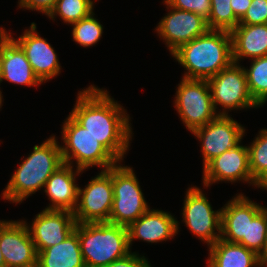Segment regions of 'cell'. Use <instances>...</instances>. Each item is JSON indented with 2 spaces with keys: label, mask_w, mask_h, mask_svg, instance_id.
Here are the masks:
<instances>
[{
  "label": "cell",
  "mask_w": 267,
  "mask_h": 267,
  "mask_svg": "<svg viewBox=\"0 0 267 267\" xmlns=\"http://www.w3.org/2000/svg\"><path fill=\"white\" fill-rule=\"evenodd\" d=\"M69 115L119 162L123 160L133 133L130 116L107 90L91 85L79 91Z\"/></svg>",
  "instance_id": "1"
},
{
  "label": "cell",
  "mask_w": 267,
  "mask_h": 267,
  "mask_svg": "<svg viewBox=\"0 0 267 267\" xmlns=\"http://www.w3.org/2000/svg\"><path fill=\"white\" fill-rule=\"evenodd\" d=\"M171 55L187 70L183 78L208 80L233 62L231 33L209 29Z\"/></svg>",
  "instance_id": "2"
},
{
  "label": "cell",
  "mask_w": 267,
  "mask_h": 267,
  "mask_svg": "<svg viewBox=\"0 0 267 267\" xmlns=\"http://www.w3.org/2000/svg\"><path fill=\"white\" fill-rule=\"evenodd\" d=\"M61 149L55 136L35 145L33 152L19 164L2 192V198L11 203H22L44 188L48 178L63 165Z\"/></svg>",
  "instance_id": "3"
},
{
  "label": "cell",
  "mask_w": 267,
  "mask_h": 267,
  "mask_svg": "<svg viewBox=\"0 0 267 267\" xmlns=\"http://www.w3.org/2000/svg\"><path fill=\"white\" fill-rule=\"evenodd\" d=\"M75 230L85 267H106L131 252L126 226L109 222L77 223Z\"/></svg>",
  "instance_id": "4"
},
{
  "label": "cell",
  "mask_w": 267,
  "mask_h": 267,
  "mask_svg": "<svg viewBox=\"0 0 267 267\" xmlns=\"http://www.w3.org/2000/svg\"><path fill=\"white\" fill-rule=\"evenodd\" d=\"M61 133L64 145H60V149L65 164L72 166L75 160L76 168L84 171L93 166L107 170L119 163L88 130L79 125L70 115L64 120Z\"/></svg>",
  "instance_id": "5"
},
{
  "label": "cell",
  "mask_w": 267,
  "mask_h": 267,
  "mask_svg": "<svg viewBox=\"0 0 267 267\" xmlns=\"http://www.w3.org/2000/svg\"><path fill=\"white\" fill-rule=\"evenodd\" d=\"M120 163L112 166L113 205L108 222L128 227L150 207L133 169Z\"/></svg>",
  "instance_id": "6"
},
{
  "label": "cell",
  "mask_w": 267,
  "mask_h": 267,
  "mask_svg": "<svg viewBox=\"0 0 267 267\" xmlns=\"http://www.w3.org/2000/svg\"><path fill=\"white\" fill-rule=\"evenodd\" d=\"M180 120L190 132L214 120L216 113L208 80L181 79L174 99Z\"/></svg>",
  "instance_id": "7"
},
{
  "label": "cell",
  "mask_w": 267,
  "mask_h": 267,
  "mask_svg": "<svg viewBox=\"0 0 267 267\" xmlns=\"http://www.w3.org/2000/svg\"><path fill=\"white\" fill-rule=\"evenodd\" d=\"M212 94V103L216 111L217 105L223 111L218 115L228 116V111L260 107L252 98L247 84L244 67L232 62L227 68L208 79Z\"/></svg>",
  "instance_id": "8"
},
{
  "label": "cell",
  "mask_w": 267,
  "mask_h": 267,
  "mask_svg": "<svg viewBox=\"0 0 267 267\" xmlns=\"http://www.w3.org/2000/svg\"><path fill=\"white\" fill-rule=\"evenodd\" d=\"M113 205L112 167L92 178L85 188H78V202L73 215L77 223L108 222Z\"/></svg>",
  "instance_id": "9"
},
{
  "label": "cell",
  "mask_w": 267,
  "mask_h": 267,
  "mask_svg": "<svg viewBox=\"0 0 267 267\" xmlns=\"http://www.w3.org/2000/svg\"><path fill=\"white\" fill-rule=\"evenodd\" d=\"M181 214L185 226L208 247L221 238L222 210L214 211L199 187L188 188Z\"/></svg>",
  "instance_id": "10"
},
{
  "label": "cell",
  "mask_w": 267,
  "mask_h": 267,
  "mask_svg": "<svg viewBox=\"0 0 267 267\" xmlns=\"http://www.w3.org/2000/svg\"><path fill=\"white\" fill-rule=\"evenodd\" d=\"M192 133L201 142L204 167L213 158L238 145L245 134V128L230 115H218Z\"/></svg>",
  "instance_id": "11"
},
{
  "label": "cell",
  "mask_w": 267,
  "mask_h": 267,
  "mask_svg": "<svg viewBox=\"0 0 267 267\" xmlns=\"http://www.w3.org/2000/svg\"><path fill=\"white\" fill-rule=\"evenodd\" d=\"M169 12L165 15L155 30L163 39L172 54L180 46L189 43L194 38L209 30L207 20L193 12L171 7L163 0Z\"/></svg>",
  "instance_id": "12"
},
{
  "label": "cell",
  "mask_w": 267,
  "mask_h": 267,
  "mask_svg": "<svg viewBox=\"0 0 267 267\" xmlns=\"http://www.w3.org/2000/svg\"><path fill=\"white\" fill-rule=\"evenodd\" d=\"M202 179L205 188L221 181H243L258 187L252 179L248 147L240 143L209 161L203 167Z\"/></svg>",
  "instance_id": "13"
},
{
  "label": "cell",
  "mask_w": 267,
  "mask_h": 267,
  "mask_svg": "<svg viewBox=\"0 0 267 267\" xmlns=\"http://www.w3.org/2000/svg\"><path fill=\"white\" fill-rule=\"evenodd\" d=\"M0 249L6 267L37 262L38 253L26 221L0 220Z\"/></svg>",
  "instance_id": "14"
},
{
  "label": "cell",
  "mask_w": 267,
  "mask_h": 267,
  "mask_svg": "<svg viewBox=\"0 0 267 267\" xmlns=\"http://www.w3.org/2000/svg\"><path fill=\"white\" fill-rule=\"evenodd\" d=\"M76 224L73 212L43 209L27 227L39 252L64 241L75 230Z\"/></svg>",
  "instance_id": "15"
},
{
  "label": "cell",
  "mask_w": 267,
  "mask_h": 267,
  "mask_svg": "<svg viewBox=\"0 0 267 267\" xmlns=\"http://www.w3.org/2000/svg\"><path fill=\"white\" fill-rule=\"evenodd\" d=\"M24 50L34 74L44 83L60 74L61 66L54 48L40 37L36 24L31 23L18 39H14Z\"/></svg>",
  "instance_id": "16"
},
{
  "label": "cell",
  "mask_w": 267,
  "mask_h": 267,
  "mask_svg": "<svg viewBox=\"0 0 267 267\" xmlns=\"http://www.w3.org/2000/svg\"><path fill=\"white\" fill-rule=\"evenodd\" d=\"M129 246L134 240L158 243L172 239L179 230V221L163 210L149 209L128 227Z\"/></svg>",
  "instance_id": "17"
},
{
  "label": "cell",
  "mask_w": 267,
  "mask_h": 267,
  "mask_svg": "<svg viewBox=\"0 0 267 267\" xmlns=\"http://www.w3.org/2000/svg\"><path fill=\"white\" fill-rule=\"evenodd\" d=\"M264 208L242 193L236 194L221 208V239L238 243L242 238H247L248 218H255Z\"/></svg>",
  "instance_id": "18"
},
{
  "label": "cell",
  "mask_w": 267,
  "mask_h": 267,
  "mask_svg": "<svg viewBox=\"0 0 267 267\" xmlns=\"http://www.w3.org/2000/svg\"><path fill=\"white\" fill-rule=\"evenodd\" d=\"M3 80L28 87L42 84L34 74L24 50L11 33L1 41L0 83Z\"/></svg>",
  "instance_id": "19"
},
{
  "label": "cell",
  "mask_w": 267,
  "mask_h": 267,
  "mask_svg": "<svg viewBox=\"0 0 267 267\" xmlns=\"http://www.w3.org/2000/svg\"><path fill=\"white\" fill-rule=\"evenodd\" d=\"M74 166L61 165L46 181L44 192L48 195L52 204L46 206L48 210H66L73 212L78 202V188L76 176L83 170Z\"/></svg>",
  "instance_id": "20"
},
{
  "label": "cell",
  "mask_w": 267,
  "mask_h": 267,
  "mask_svg": "<svg viewBox=\"0 0 267 267\" xmlns=\"http://www.w3.org/2000/svg\"><path fill=\"white\" fill-rule=\"evenodd\" d=\"M230 33L233 62L267 56V24H238Z\"/></svg>",
  "instance_id": "21"
},
{
  "label": "cell",
  "mask_w": 267,
  "mask_h": 267,
  "mask_svg": "<svg viewBox=\"0 0 267 267\" xmlns=\"http://www.w3.org/2000/svg\"><path fill=\"white\" fill-rule=\"evenodd\" d=\"M209 256L208 267H263L255 252L221 238L209 246Z\"/></svg>",
  "instance_id": "22"
},
{
  "label": "cell",
  "mask_w": 267,
  "mask_h": 267,
  "mask_svg": "<svg viewBox=\"0 0 267 267\" xmlns=\"http://www.w3.org/2000/svg\"><path fill=\"white\" fill-rule=\"evenodd\" d=\"M37 253L40 267H85L76 230L61 243Z\"/></svg>",
  "instance_id": "23"
},
{
  "label": "cell",
  "mask_w": 267,
  "mask_h": 267,
  "mask_svg": "<svg viewBox=\"0 0 267 267\" xmlns=\"http://www.w3.org/2000/svg\"><path fill=\"white\" fill-rule=\"evenodd\" d=\"M249 92L262 107L267 102V56L252 59L249 69L244 67Z\"/></svg>",
  "instance_id": "24"
},
{
  "label": "cell",
  "mask_w": 267,
  "mask_h": 267,
  "mask_svg": "<svg viewBox=\"0 0 267 267\" xmlns=\"http://www.w3.org/2000/svg\"><path fill=\"white\" fill-rule=\"evenodd\" d=\"M248 147L252 179L259 185L267 177V129H261Z\"/></svg>",
  "instance_id": "25"
},
{
  "label": "cell",
  "mask_w": 267,
  "mask_h": 267,
  "mask_svg": "<svg viewBox=\"0 0 267 267\" xmlns=\"http://www.w3.org/2000/svg\"><path fill=\"white\" fill-rule=\"evenodd\" d=\"M92 0H57L48 17L54 20L58 16L64 23L73 24L88 17L94 9Z\"/></svg>",
  "instance_id": "26"
},
{
  "label": "cell",
  "mask_w": 267,
  "mask_h": 267,
  "mask_svg": "<svg viewBox=\"0 0 267 267\" xmlns=\"http://www.w3.org/2000/svg\"><path fill=\"white\" fill-rule=\"evenodd\" d=\"M267 235V207L255 218H248L247 238L238 243L260 255Z\"/></svg>",
  "instance_id": "27"
},
{
  "label": "cell",
  "mask_w": 267,
  "mask_h": 267,
  "mask_svg": "<svg viewBox=\"0 0 267 267\" xmlns=\"http://www.w3.org/2000/svg\"><path fill=\"white\" fill-rule=\"evenodd\" d=\"M94 12L88 17L73 23V41L83 47H90L99 42L103 34V25L94 18Z\"/></svg>",
  "instance_id": "28"
},
{
  "label": "cell",
  "mask_w": 267,
  "mask_h": 267,
  "mask_svg": "<svg viewBox=\"0 0 267 267\" xmlns=\"http://www.w3.org/2000/svg\"><path fill=\"white\" fill-rule=\"evenodd\" d=\"M231 0H211V13L207 20L209 29L231 32L238 24Z\"/></svg>",
  "instance_id": "29"
},
{
  "label": "cell",
  "mask_w": 267,
  "mask_h": 267,
  "mask_svg": "<svg viewBox=\"0 0 267 267\" xmlns=\"http://www.w3.org/2000/svg\"><path fill=\"white\" fill-rule=\"evenodd\" d=\"M171 7L190 11L208 20L211 13V0H165Z\"/></svg>",
  "instance_id": "30"
},
{
  "label": "cell",
  "mask_w": 267,
  "mask_h": 267,
  "mask_svg": "<svg viewBox=\"0 0 267 267\" xmlns=\"http://www.w3.org/2000/svg\"><path fill=\"white\" fill-rule=\"evenodd\" d=\"M239 24H267V0H252L246 14Z\"/></svg>",
  "instance_id": "31"
},
{
  "label": "cell",
  "mask_w": 267,
  "mask_h": 267,
  "mask_svg": "<svg viewBox=\"0 0 267 267\" xmlns=\"http://www.w3.org/2000/svg\"><path fill=\"white\" fill-rule=\"evenodd\" d=\"M106 267H151V265L145 256H141L136 252H130L126 256L113 261Z\"/></svg>",
  "instance_id": "32"
},
{
  "label": "cell",
  "mask_w": 267,
  "mask_h": 267,
  "mask_svg": "<svg viewBox=\"0 0 267 267\" xmlns=\"http://www.w3.org/2000/svg\"><path fill=\"white\" fill-rule=\"evenodd\" d=\"M57 0H19L18 7L26 10H35L45 14L46 16L53 10Z\"/></svg>",
  "instance_id": "33"
},
{
  "label": "cell",
  "mask_w": 267,
  "mask_h": 267,
  "mask_svg": "<svg viewBox=\"0 0 267 267\" xmlns=\"http://www.w3.org/2000/svg\"><path fill=\"white\" fill-rule=\"evenodd\" d=\"M252 0H231V7L235 17L240 21L250 7Z\"/></svg>",
  "instance_id": "34"
},
{
  "label": "cell",
  "mask_w": 267,
  "mask_h": 267,
  "mask_svg": "<svg viewBox=\"0 0 267 267\" xmlns=\"http://www.w3.org/2000/svg\"><path fill=\"white\" fill-rule=\"evenodd\" d=\"M259 260H260V263L263 267H267V235H266L263 250H262L261 254L259 255Z\"/></svg>",
  "instance_id": "35"
},
{
  "label": "cell",
  "mask_w": 267,
  "mask_h": 267,
  "mask_svg": "<svg viewBox=\"0 0 267 267\" xmlns=\"http://www.w3.org/2000/svg\"><path fill=\"white\" fill-rule=\"evenodd\" d=\"M9 32L5 30V28H0V43L1 41L8 35Z\"/></svg>",
  "instance_id": "36"
},
{
  "label": "cell",
  "mask_w": 267,
  "mask_h": 267,
  "mask_svg": "<svg viewBox=\"0 0 267 267\" xmlns=\"http://www.w3.org/2000/svg\"><path fill=\"white\" fill-rule=\"evenodd\" d=\"M258 188L267 190V177L258 185Z\"/></svg>",
  "instance_id": "37"
},
{
  "label": "cell",
  "mask_w": 267,
  "mask_h": 267,
  "mask_svg": "<svg viewBox=\"0 0 267 267\" xmlns=\"http://www.w3.org/2000/svg\"><path fill=\"white\" fill-rule=\"evenodd\" d=\"M17 267H40L38 261L28 264V265H22V266H17Z\"/></svg>",
  "instance_id": "38"
},
{
  "label": "cell",
  "mask_w": 267,
  "mask_h": 267,
  "mask_svg": "<svg viewBox=\"0 0 267 267\" xmlns=\"http://www.w3.org/2000/svg\"><path fill=\"white\" fill-rule=\"evenodd\" d=\"M0 267H6L3 255L1 253V249H0Z\"/></svg>",
  "instance_id": "39"
},
{
  "label": "cell",
  "mask_w": 267,
  "mask_h": 267,
  "mask_svg": "<svg viewBox=\"0 0 267 267\" xmlns=\"http://www.w3.org/2000/svg\"><path fill=\"white\" fill-rule=\"evenodd\" d=\"M3 99V96H2V92L0 91V108L2 107V100Z\"/></svg>",
  "instance_id": "40"
},
{
  "label": "cell",
  "mask_w": 267,
  "mask_h": 267,
  "mask_svg": "<svg viewBox=\"0 0 267 267\" xmlns=\"http://www.w3.org/2000/svg\"><path fill=\"white\" fill-rule=\"evenodd\" d=\"M0 59H1V43H0Z\"/></svg>",
  "instance_id": "41"
}]
</instances>
